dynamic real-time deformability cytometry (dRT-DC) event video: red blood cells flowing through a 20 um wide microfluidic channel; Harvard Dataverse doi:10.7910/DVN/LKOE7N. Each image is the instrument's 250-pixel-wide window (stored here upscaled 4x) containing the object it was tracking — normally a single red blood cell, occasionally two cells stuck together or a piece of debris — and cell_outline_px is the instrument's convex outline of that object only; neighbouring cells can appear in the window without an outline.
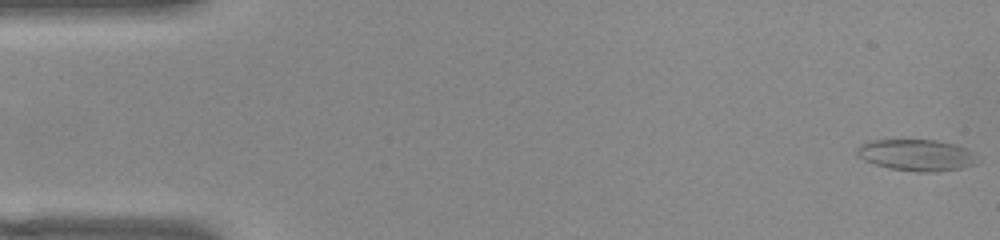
{"species": "common noctule bat (a hibernating species)", "species_latin": "Nyctalus noctula", "temperature_condition": "warm", "stored_images_in_passage": 21, "camera_frame_rate_fps": 3000, "um_per_image_px": 0.085, "animal": {"sex": "female", "body_mass_g": 22.0, "forearm_length_mm": 56.7}, "frame": {"image": 1, "passage_image": 1, "time_ms": 0.0, "image_size_px": [1000, 240], "cell_outline_px": [[980, 160], [972, 164], [960, 168], [932, 172], [920, 172], [888, 168], [864, 160], [856, 152], [856, 148], [860, 144], [868, 140], [936, 140], [952, 144], [964, 148], [972, 152]], "centroid_in_image_um": [77.87, 13.18], "position_along_channel_um": 7.1, "area_um2": 21.85}}
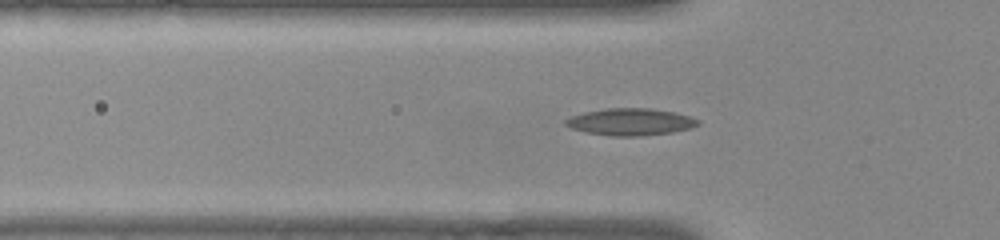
{"frame": {"image": 2, "passage_image": 17, "time_ms": 5.333, "image_size_px": [1000, 240], "cell_outline_px": [[700, 124], [692, 128], [672, 132], [640, 136], [612, 136], [584, 132], [572, 128], [564, 124], [564, 120], [572, 116], [584, 112], [604, 108], [652, 108], [672, 112], [688, 116], [700, 120]], "centroid_in_image_um": [53.58, 10.36], "position_along_channel_um": 72.2, "area_um2": 20.87}}
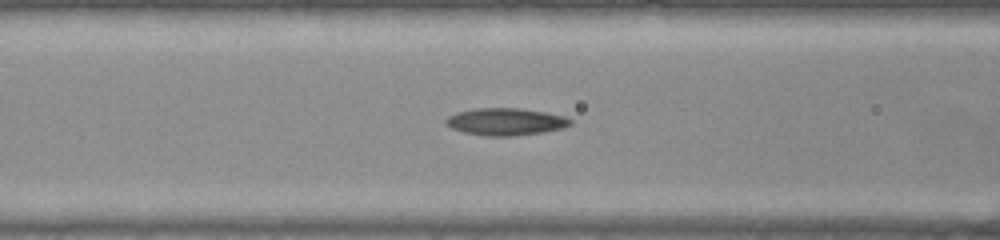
{"frame": {"image": 3, "passage_image": 21, "time_ms": 6.667, "image_size_px": [1000, 240], "cell_outline_px": [[572, 124], [564, 128], [540, 132], [512, 136], [484, 136], [464, 132], [452, 128], [444, 124], [444, 120], [448, 116], [456, 112], [476, 108], [516, 108], [544, 112], [564, 116], [572, 120]], "centroid_in_image_um": [42.94, 10.34], "position_along_channel_um": 123.7, "area_um2": 19.71}}